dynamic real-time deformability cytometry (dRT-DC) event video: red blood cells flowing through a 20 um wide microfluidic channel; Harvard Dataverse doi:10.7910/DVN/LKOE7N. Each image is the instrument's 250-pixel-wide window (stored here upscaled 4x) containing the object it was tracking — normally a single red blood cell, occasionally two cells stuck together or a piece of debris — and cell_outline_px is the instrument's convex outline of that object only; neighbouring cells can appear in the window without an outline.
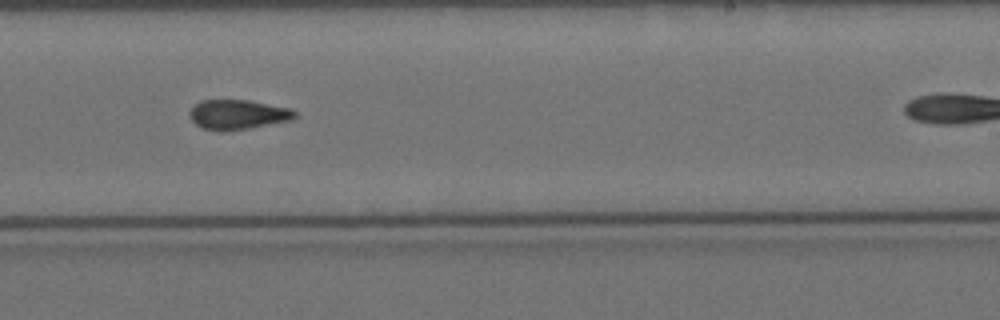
{"species": "Egyptian fruit bat (a non-hibernating species)", "species_latin": "Rousettus aegyptiacus", "temperature_condition": "cold", "stored_images_in_passage": 14, "camera_frame_rate_fps": 3000, "um_per_image_px": 0.085, "animal": {"sex": "female"}, "frame": {"image": 1, "passage_image": 8, "time_ms": 8.0, "image_size_px": [1000, 320], "cell_outline_px": [[296, 116], [292, 120], [248, 128], [220, 132], [204, 128], [196, 124], [188, 116], [188, 112], [200, 100], [248, 100], [292, 108], [296, 112]], "centroid_in_image_um": [20.21, 9.73], "position_along_channel_um": 268.8, "area_um2": 18.26}, "authors_computed_cell_mechanics": {"area_um2": 18.3515, "velocity_mm_per_s": 3.4986, "shape_relaxation_time_tau1_ms": 2.1472, "shape_relaxation_time_tau2_ms": null, "deformation_change_tau1": 0.0667, "deformation_change_tau2": null}}